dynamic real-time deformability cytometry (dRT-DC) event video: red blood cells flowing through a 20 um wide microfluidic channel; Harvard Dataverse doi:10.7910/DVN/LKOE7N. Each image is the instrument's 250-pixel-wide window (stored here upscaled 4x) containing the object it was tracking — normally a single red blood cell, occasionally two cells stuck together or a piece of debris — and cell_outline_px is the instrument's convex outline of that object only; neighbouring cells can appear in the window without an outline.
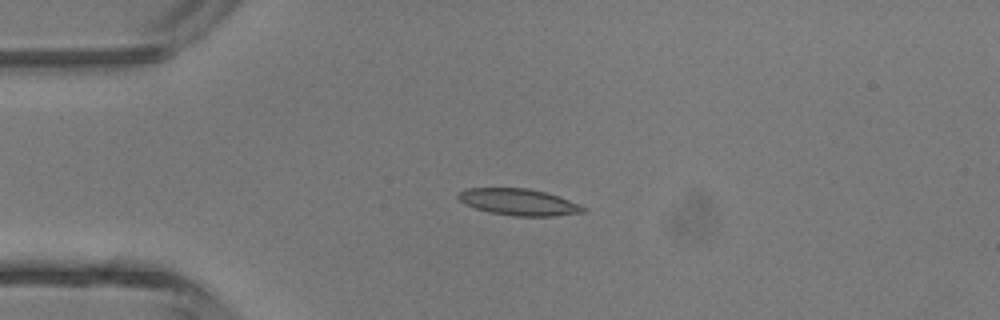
{"species": "common noctule bat (a hibernating species)", "species_latin": "Nyctalus noctula", "temperature_condition": "room temperature", "stored_images_in_passage": 36, "camera_frame_rate_fps": 3000, "um_per_image_px": 0.085, "animal": {"sex": "male", "body_mass_g": 13.3}, "frame": {"image": 1, "passage_image": 1, "time_ms": 0.0, "image_size_px": [1000, 320], "cell_outline_px": [[588, 208], [584, 212], [552, 216], [512, 216], [488, 212], [464, 204], [456, 196], [460, 192], [468, 188], [528, 188], [544, 192], [580, 204]], "centroid_in_image_um": [44.08, 17.18], "position_along_channel_um": 40.9, "area_um2": 19.25}}
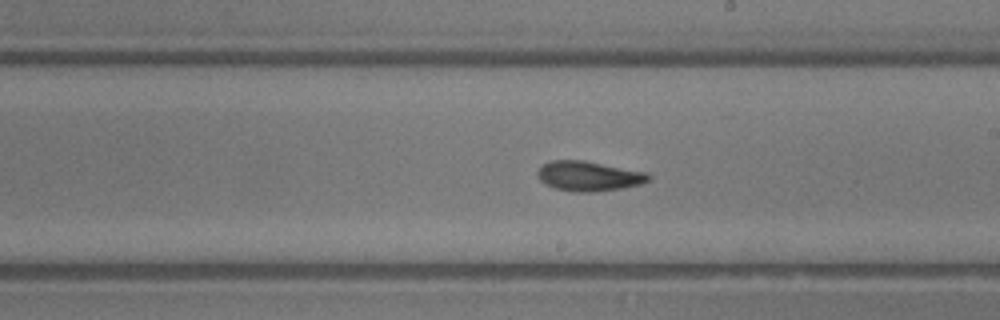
{"frame": {"image": 2, "passage_image": 16, "time_ms": 5.0, "image_size_px": [1000, 320], "cell_outline_px": [[652, 176], [648, 180], [640, 184], [620, 188], [592, 192], [576, 192], [556, 188], [544, 184], [540, 180], [536, 172], [544, 164], [552, 160], [584, 160], [648, 172]], "centroid_in_image_um": [50.05, 14.96], "position_along_channel_um": 239.0, "area_um2": 19.25}}
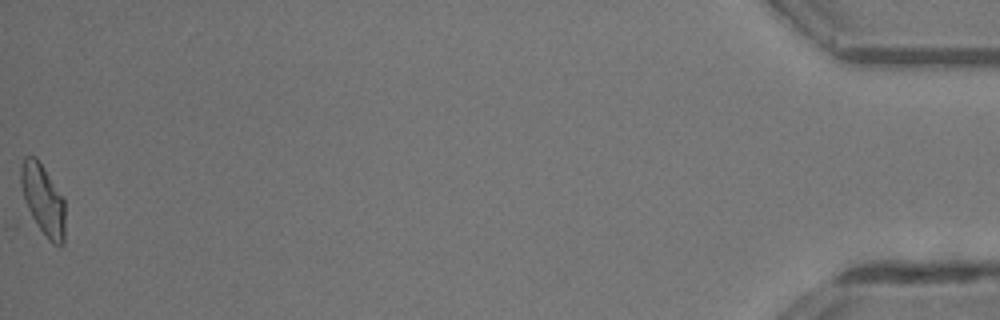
{"frame": {"image": 3, "passage_image": 36, "time_ms": 11.667, "image_size_px": [1000, 320], "cell_outline_px": [[64, 244], [52, 244], [48, 240], [32, 220], [24, 200], [20, 184], [20, 164], [24, 156], [36, 156], [44, 168], [64, 200]], "centroid_in_image_um": [3.62, 16.97], "position_along_channel_um": 431.6, "area_um2": 18.32}, "authors_computed_cell_mechanics": {"area_um2": 18.207, "velocity_mm_per_s": 4.4714, "shape_relaxation_time_tau1_ms": null, "shape_relaxation_time_tau2_ms": 3.2018, "deformation_change_tau1": null, "deformation_change_tau2": 0.1058}}